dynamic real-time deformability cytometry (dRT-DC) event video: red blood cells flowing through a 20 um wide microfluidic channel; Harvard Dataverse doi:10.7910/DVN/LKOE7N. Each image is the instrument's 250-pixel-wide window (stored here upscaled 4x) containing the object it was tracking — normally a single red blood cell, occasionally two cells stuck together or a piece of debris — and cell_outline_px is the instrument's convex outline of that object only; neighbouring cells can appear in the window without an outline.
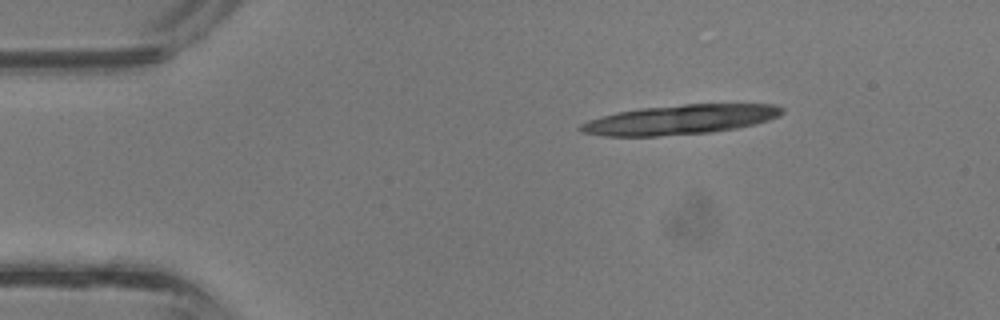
{"species": "common noctule bat (a hibernating species)", "species_latin": "Nyctalus noctula", "temperature_condition": "room temperature", "stored_images_in_passage": 8, "camera_frame_rate_fps": 3000, "um_per_image_px": 0.085, "animal": {"sex": "male", "body_mass_g": 13.3}, "frame": {"image": 1, "passage_image": 1, "time_ms": 0.0, "image_size_px": [1000, 320], "cell_outline_px": [[784, 112], [780, 116], [768, 120], [736, 128], [712, 132], [660, 136], [604, 136], [580, 132], [576, 128], [580, 124], [588, 120], [616, 112], [640, 108], [684, 104], [772, 104], [784, 108]], "centroid_in_image_um": [57.77, 10.17], "position_along_channel_um": 27.2, "area_um2": 34.85}}